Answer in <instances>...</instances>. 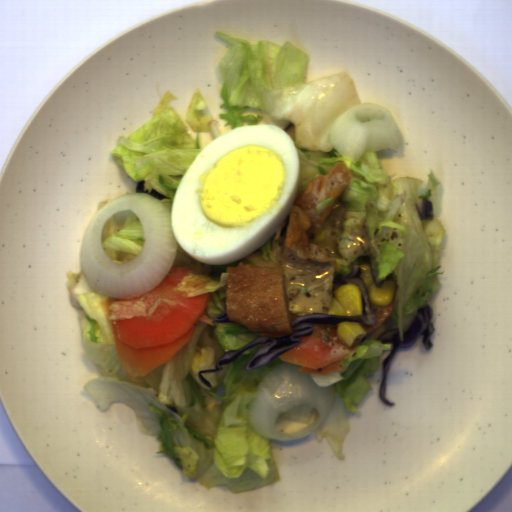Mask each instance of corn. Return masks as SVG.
<instances>
[{
    "instance_id": "51d56268",
    "label": "corn",
    "mask_w": 512,
    "mask_h": 512,
    "mask_svg": "<svg viewBox=\"0 0 512 512\" xmlns=\"http://www.w3.org/2000/svg\"><path fill=\"white\" fill-rule=\"evenodd\" d=\"M328 315L357 317L363 315V302L360 287L356 283H345L335 288Z\"/></svg>"
},
{
    "instance_id": "f1292c28",
    "label": "corn",
    "mask_w": 512,
    "mask_h": 512,
    "mask_svg": "<svg viewBox=\"0 0 512 512\" xmlns=\"http://www.w3.org/2000/svg\"><path fill=\"white\" fill-rule=\"evenodd\" d=\"M359 278H361L364 282V285L368 291L370 303L373 306L379 307H387L392 305L396 290H397V281L392 280H383L380 287H376L371 263L368 260L362 261L359 264Z\"/></svg>"
},
{
    "instance_id": "5cfa1b94",
    "label": "corn",
    "mask_w": 512,
    "mask_h": 512,
    "mask_svg": "<svg viewBox=\"0 0 512 512\" xmlns=\"http://www.w3.org/2000/svg\"><path fill=\"white\" fill-rule=\"evenodd\" d=\"M336 334L342 343L348 347L358 345L366 336L362 325L356 320H345L338 323Z\"/></svg>"
},
{
    "instance_id": "cfcad685",
    "label": "corn",
    "mask_w": 512,
    "mask_h": 512,
    "mask_svg": "<svg viewBox=\"0 0 512 512\" xmlns=\"http://www.w3.org/2000/svg\"><path fill=\"white\" fill-rule=\"evenodd\" d=\"M334 260H335V264L333 263L334 273H339L342 270L341 264H343V260H342V258H335Z\"/></svg>"
}]
</instances>
